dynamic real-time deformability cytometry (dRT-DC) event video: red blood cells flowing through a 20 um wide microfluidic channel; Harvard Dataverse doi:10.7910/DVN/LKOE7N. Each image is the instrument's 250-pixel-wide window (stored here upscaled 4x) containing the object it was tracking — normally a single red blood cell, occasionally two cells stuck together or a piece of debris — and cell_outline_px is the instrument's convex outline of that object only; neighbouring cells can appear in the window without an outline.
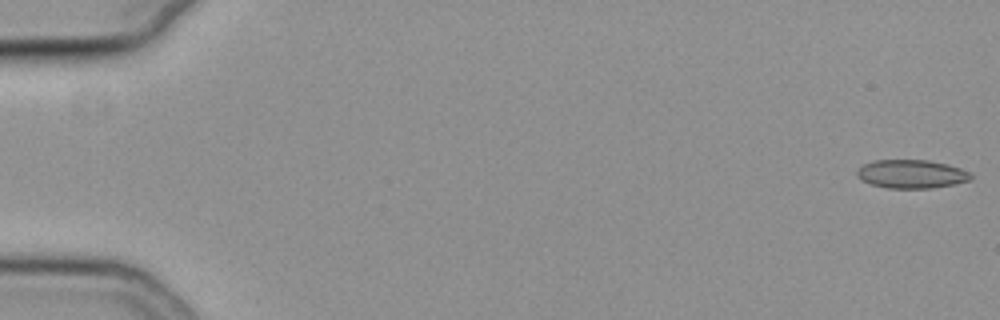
{"species": "common noctule bat (a hibernating species)", "species_latin": "Nyctalus noctula", "temperature_condition": "cold", "stored_images_in_passage": 19, "camera_frame_rate_fps": 3000, "um_per_image_px": 0.085, "animal": {"sex": "female", "body_mass_g": 19.3, "forearm_length_mm": 54.1}, "frame": {"image": 1, "passage_image": 1, "time_ms": 0.0, "image_size_px": [1000, 320], "cell_outline_px": [[972, 180], [932, 188], [888, 188], [872, 184], [860, 180], [856, 176], [856, 172], [864, 164], [872, 160], [928, 160], [948, 164], [972, 172]], "centroid_in_image_um": [77.49, 14.78], "position_along_channel_um": 7.5, "area_um2": 19.02}}